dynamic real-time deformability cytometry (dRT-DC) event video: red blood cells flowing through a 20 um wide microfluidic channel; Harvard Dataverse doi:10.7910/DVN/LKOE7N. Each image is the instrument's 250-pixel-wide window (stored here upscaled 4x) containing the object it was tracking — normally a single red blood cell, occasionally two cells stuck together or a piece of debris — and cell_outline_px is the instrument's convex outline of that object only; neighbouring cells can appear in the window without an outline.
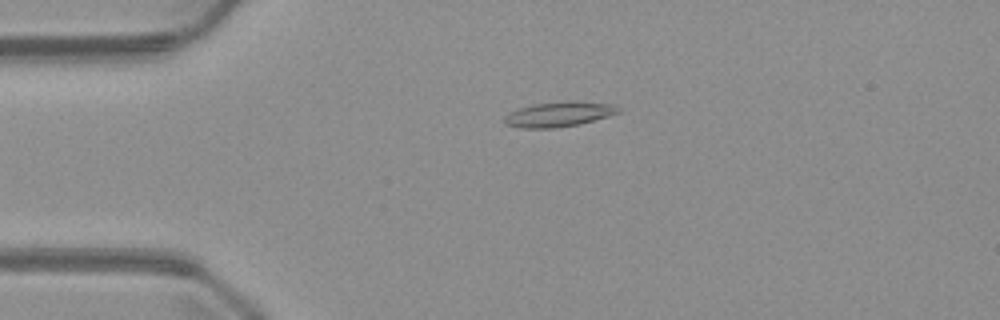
{"species": "common noctule bat (a hibernating species)", "species_latin": "Nyctalus noctula", "temperature_condition": "warm", "stored_images_in_passage": 51, "camera_frame_rate_fps": 3000, "um_per_image_px": 0.085, "animal": {"sex": "male", "body_mass_g": 23.1, "forearm_length_mm": 52.7}, "frame": {"image": 1, "passage_image": 12, "time_ms": 3.667, "image_size_px": [1000, 320], "cell_outline_px": [[620, 112], [608, 116], [580, 124], [556, 128], [520, 128], [504, 124], [504, 116], [520, 108], [532, 104], [572, 100], [616, 104], [620, 108]], "centroid_in_image_um": [47.54, 9.7], "position_along_channel_um": 37.5, "area_um2": 16.76}}
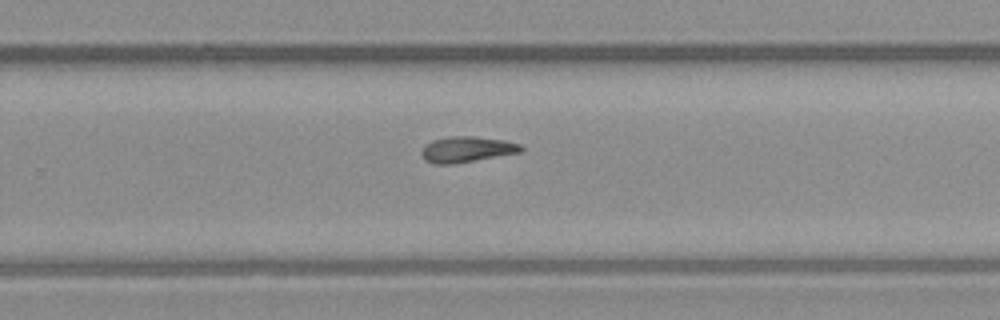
{"frame": {"image": 2, "passage_image": 33, "time_ms": 10.667, "image_size_px": [1000, 320], "cell_outline_px": [[524, 148], [520, 152], [476, 160], [452, 164], [436, 164], [424, 160], [420, 152], [432, 140], [448, 136], [472, 136], [504, 140], [520, 144]], "centroid_in_image_um": [39.67, 12.69], "position_along_channel_um": 290.1, "area_um2": 14.8}}
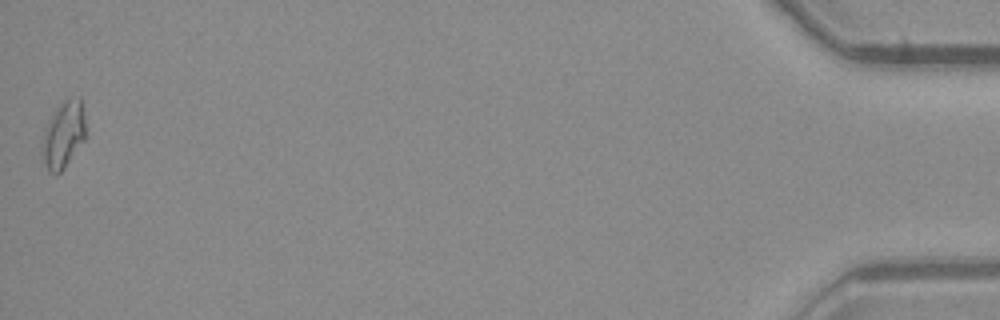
{"frame": {"image": 3, "passage_image": 51, "time_ms": 16.667, "image_size_px": [1000, 320], "cell_outline_px": [[84, 140], [64, 168], [56, 176], [48, 172], [44, 164], [40, 144], [40, 140], [44, 128], [48, 120], [56, 108], [64, 100], [80, 96], [84, 116]], "centroid_in_image_um": [5.33, 11.48], "position_along_channel_um": 429.9, "area_um2": 17.11}}